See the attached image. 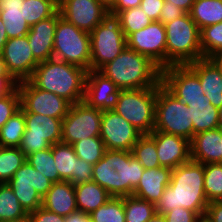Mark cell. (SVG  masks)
I'll return each instance as SVG.
<instances>
[{
    "label": "cell",
    "mask_w": 222,
    "mask_h": 222,
    "mask_svg": "<svg viewBox=\"0 0 222 222\" xmlns=\"http://www.w3.org/2000/svg\"><path fill=\"white\" fill-rule=\"evenodd\" d=\"M209 202L204 191V164L190 160L172 169L171 180L156 203V213L163 215L183 207L204 215Z\"/></svg>",
    "instance_id": "obj_1"
},
{
    "label": "cell",
    "mask_w": 222,
    "mask_h": 222,
    "mask_svg": "<svg viewBox=\"0 0 222 222\" xmlns=\"http://www.w3.org/2000/svg\"><path fill=\"white\" fill-rule=\"evenodd\" d=\"M144 167L131 151L107 150L93 165L92 181L98 183L113 197L133 195Z\"/></svg>",
    "instance_id": "obj_2"
},
{
    "label": "cell",
    "mask_w": 222,
    "mask_h": 222,
    "mask_svg": "<svg viewBox=\"0 0 222 222\" xmlns=\"http://www.w3.org/2000/svg\"><path fill=\"white\" fill-rule=\"evenodd\" d=\"M86 75V69L52 58L39 63L28 80L75 104L84 100Z\"/></svg>",
    "instance_id": "obj_3"
},
{
    "label": "cell",
    "mask_w": 222,
    "mask_h": 222,
    "mask_svg": "<svg viewBox=\"0 0 222 222\" xmlns=\"http://www.w3.org/2000/svg\"><path fill=\"white\" fill-rule=\"evenodd\" d=\"M120 89H141L161 83V69L148 57L126 47L100 70Z\"/></svg>",
    "instance_id": "obj_4"
},
{
    "label": "cell",
    "mask_w": 222,
    "mask_h": 222,
    "mask_svg": "<svg viewBox=\"0 0 222 222\" xmlns=\"http://www.w3.org/2000/svg\"><path fill=\"white\" fill-rule=\"evenodd\" d=\"M166 68L171 65H187L203 59L200 29L189 13L165 23Z\"/></svg>",
    "instance_id": "obj_5"
},
{
    "label": "cell",
    "mask_w": 222,
    "mask_h": 222,
    "mask_svg": "<svg viewBox=\"0 0 222 222\" xmlns=\"http://www.w3.org/2000/svg\"><path fill=\"white\" fill-rule=\"evenodd\" d=\"M53 58L90 71V33L71 24L61 16L59 10L54 35Z\"/></svg>",
    "instance_id": "obj_6"
},
{
    "label": "cell",
    "mask_w": 222,
    "mask_h": 222,
    "mask_svg": "<svg viewBox=\"0 0 222 222\" xmlns=\"http://www.w3.org/2000/svg\"><path fill=\"white\" fill-rule=\"evenodd\" d=\"M157 91L158 86L121 90L113 110L142 134H150L155 124Z\"/></svg>",
    "instance_id": "obj_7"
},
{
    "label": "cell",
    "mask_w": 222,
    "mask_h": 222,
    "mask_svg": "<svg viewBox=\"0 0 222 222\" xmlns=\"http://www.w3.org/2000/svg\"><path fill=\"white\" fill-rule=\"evenodd\" d=\"M189 107L177 99L163 85H158L154 130L183 137L191 142L193 123Z\"/></svg>",
    "instance_id": "obj_8"
},
{
    "label": "cell",
    "mask_w": 222,
    "mask_h": 222,
    "mask_svg": "<svg viewBox=\"0 0 222 222\" xmlns=\"http://www.w3.org/2000/svg\"><path fill=\"white\" fill-rule=\"evenodd\" d=\"M126 47V38L118 20L108 15L90 33V70H100Z\"/></svg>",
    "instance_id": "obj_9"
},
{
    "label": "cell",
    "mask_w": 222,
    "mask_h": 222,
    "mask_svg": "<svg viewBox=\"0 0 222 222\" xmlns=\"http://www.w3.org/2000/svg\"><path fill=\"white\" fill-rule=\"evenodd\" d=\"M24 210L29 214L42 206V198L53 182L31 166L27 161L7 182Z\"/></svg>",
    "instance_id": "obj_10"
},
{
    "label": "cell",
    "mask_w": 222,
    "mask_h": 222,
    "mask_svg": "<svg viewBox=\"0 0 222 222\" xmlns=\"http://www.w3.org/2000/svg\"><path fill=\"white\" fill-rule=\"evenodd\" d=\"M24 118L25 132L19 148L25 156L61 142V119L35 113H24Z\"/></svg>",
    "instance_id": "obj_11"
},
{
    "label": "cell",
    "mask_w": 222,
    "mask_h": 222,
    "mask_svg": "<svg viewBox=\"0 0 222 222\" xmlns=\"http://www.w3.org/2000/svg\"><path fill=\"white\" fill-rule=\"evenodd\" d=\"M102 113L85 101L72 104L62 120L61 142L72 145L84 138L100 136Z\"/></svg>",
    "instance_id": "obj_12"
},
{
    "label": "cell",
    "mask_w": 222,
    "mask_h": 222,
    "mask_svg": "<svg viewBox=\"0 0 222 222\" xmlns=\"http://www.w3.org/2000/svg\"><path fill=\"white\" fill-rule=\"evenodd\" d=\"M16 86L23 113L43 114L63 120L72 105L52 92L35 87L29 80L18 82Z\"/></svg>",
    "instance_id": "obj_13"
},
{
    "label": "cell",
    "mask_w": 222,
    "mask_h": 222,
    "mask_svg": "<svg viewBox=\"0 0 222 222\" xmlns=\"http://www.w3.org/2000/svg\"><path fill=\"white\" fill-rule=\"evenodd\" d=\"M127 47L148 57L161 70L166 68V29L160 21H152L126 38Z\"/></svg>",
    "instance_id": "obj_14"
},
{
    "label": "cell",
    "mask_w": 222,
    "mask_h": 222,
    "mask_svg": "<svg viewBox=\"0 0 222 222\" xmlns=\"http://www.w3.org/2000/svg\"><path fill=\"white\" fill-rule=\"evenodd\" d=\"M161 83L180 101H209L203 94L198 75L188 65H171L162 69Z\"/></svg>",
    "instance_id": "obj_15"
},
{
    "label": "cell",
    "mask_w": 222,
    "mask_h": 222,
    "mask_svg": "<svg viewBox=\"0 0 222 222\" xmlns=\"http://www.w3.org/2000/svg\"><path fill=\"white\" fill-rule=\"evenodd\" d=\"M143 134L114 110L102 113L100 138L107 150L131 151Z\"/></svg>",
    "instance_id": "obj_16"
},
{
    "label": "cell",
    "mask_w": 222,
    "mask_h": 222,
    "mask_svg": "<svg viewBox=\"0 0 222 222\" xmlns=\"http://www.w3.org/2000/svg\"><path fill=\"white\" fill-rule=\"evenodd\" d=\"M1 55L7 73L16 83L28 80L39 64L34 58L27 35L8 39Z\"/></svg>",
    "instance_id": "obj_17"
},
{
    "label": "cell",
    "mask_w": 222,
    "mask_h": 222,
    "mask_svg": "<svg viewBox=\"0 0 222 222\" xmlns=\"http://www.w3.org/2000/svg\"><path fill=\"white\" fill-rule=\"evenodd\" d=\"M58 10L63 18L87 33L109 15L108 9L98 0H64Z\"/></svg>",
    "instance_id": "obj_18"
},
{
    "label": "cell",
    "mask_w": 222,
    "mask_h": 222,
    "mask_svg": "<svg viewBox=\"0 0 222 222\" xmlns=\"http://www.w3.org/2000/svg\"><path fill=\"white\" fill-rule=\"evenodd\" d=\"M120 89L111 79L99 70L87 71L84 100L90 107L101 111L113 110L116 107Z\"/></svg>",
    "instance_id": "obj_19"
},
{
    "label": "cell",
    "mask_w": 222,
    "mask_h": 222,
    "mask_svg": "<svg viewBox=\"0 0 222 222\" xmlns=\"http://www.w3.org/2000/svg\"><path fill=\"white\" fill-rule=\"evenodd\" d=\"M156 143L157 156L162 167L175 169L191 160L190 141L173 134L153 130L148 134Z\"/></svg>",
    "instance_id": "obj_20"
},
{
    "label": "cell",
    "mask_w": 222,
    "mask_h": 222,
    "mask_svg": "<svg viewBox=\"0 0 222 222\" xmlns=\"http://www.w3.org/2000/svg\"><path fill=\"white\" fill-rule=\"evenodd\" d=\"M199 77L204 95L219 109L222 106V69L212 58H203L187 64Z\"/></svg>",
    "instance_id": "obj_21"
},
{
    "label": "cell",
    "mask_w": 222,
    "mask_h": 222,
    "mask_svg": "<svg viewBox=\"0 0 222 222\" xmlns=\"http://www.w3.org/2000/svg\"><path fill=\"white\" fill-rule=\"evenodd\" d=\"M58 21V11L48 19L39 21L30 27L27 34L28 42L38 63L53 58L55 29Z\"/></svg>",
    "instance_id": "obj_22"
},
{
    "label": "cell",
    "mask_w": 222,
    "mask_h": 222,
    "mask_svg": "<svg viewBox=\"0 0 222 222\" xmlns=\"http://www.w3.org/2000/svg\"><path fill=\"white\" fill-rule=\"evenodd\" d=\"M191 160L197 163H222V129L199 132L190 142Z\"/></svg>",
    "instance_id": "obj_23"
},
{
    "label": "cell",
    "mask_w": 222,
    "mask_h": 222,
    "mask_svg": "<svg viewBox=\"0 0 222 222\" xmlns=\"http://www.w3.org/2000/svg\"><path fill=\"white\" fill-rule=\"evenodd\" d=\"M172 169L158 167L144 169L133 195L156 205L171 180Z\"/></svg>",
    "instance_id": "obj_24"
},
{
    "label": "cell",
    "mask_w": 222,
    "mask_h": 222,
    "mask_svg": "<svg viewBox=\"0 0 222 222\" xmlns=\"http://www.w3.org/2000/svg\"><path fill=\"white\" fill-rule=\"evenodd\" d=\"M42 207L65 218L77 212L74 185L69 181L53 183L42 198Z\"/></svg>",
    "instance_id": "obj_25"
},
{
    "label": "cell",
    "mask_w": 222,
    "mask_h": 222,
    "mask_svg": "<svg viewBox=\"0 0 222 222\" xmlns=\"http://www.w3.org/2000/svg\"><path fill=\"white\" fill-rule=\"evenodd\" d=\"M24 0H0V18L2 19L8 39L22 37L28 34L23 12Z\"/></svg>",
    "instance_id": "obj_26"
},
{
    "label": "cell",
    "mask_w": 222,
    "mask_h": 222,
    "mask_svg": "<svg viewBox=\"0 0 222 222\" xmlns=\"http://www.w3.org/2000/svg\"><path fill=\"white\" fill-rule=\"evenodd\" d=\"M76 204L79 212L91 214L105 204L111 195L94 181L74 185Z\"/></svg>",
    "instance_id": "obj_27"
},
{
    "label": "cell",
    "mask_w": 222,
    "mask_h": 222,
    "mask_svg": "<svg viewBox=\"0 0 222 222\" xmlns=\"http://www.w3.org/2000/svg\"><path fill=\"white\" fill-rule=\"evenodd\" d=\"M189 107V115L193 123V137L195 134L219 128V109L210 101H182Z\"/></svg>",
    "instance_id": "obj_28"
},
{
    "label": "cell",
    "mask_w": 222,
    "mask_h": 222,
    "mask_svg": "<svg viewBox=\"0 0 222 222\" xmlns=\"http://www.w3.org/2000/svg\"><path fill=\"white\" fill-rule=\"evenodd\" d=\"M189 14L200 30L220 23L222 22V0H195Z\"/></svg>",
    "instance_id": "obj_29"
},
{
    "label": "cell",
    "mask_w": 222,
    "mask_h": 222,
    "mask_svg": "<svg viewBox=\"0 0 222 222\" xmlns=\"http://www.w3.org/2000/svg\"><path fill=\"white\" fill-rule=\"evenodd\" d=\"M52 152L59 177L72 183L76 179L77 167V155L72 145L56 143L52 145Z\"/></svg>",
    "instance_id": "obj_30"
},
{
    "label": "cell",
    "mask_w": 222,
    "mask_h": 222,
    "mask_svg": "<svg viewBox=\"0 0 222 222\" xmlns=\"http://www.w3.org/2000/svg\"><path fill=\"white\" fill-rule=\"evenodd\" d=\"M28 215L8 183H0V222H14Z\"/></svg>",
    "instance_id": "obj_31"
},
{
    "label": "cell",
    "mask_w": 222,
    "mask_h": 222,
    "mask_svg": "<svg viewBox=\"0 0 222 222\" xmlns=\"http://www.w3.org/2000/svg\"><path fill=\"white\" fill-rule=\"evenodd\" d=\"M25 132V118L20 108L0 128V146L19 147Z\"/></svg>",
    "instance_id": "obj_32"
},
{
    "label": "cell",
    "mask_w": 222,
    "mask_h": 222,
    "mask_svg": "<svg viewBox=\"0 0 222 222\" xmlns=\"http://www.w3.org/2000/svg\"><path fill=\"white\" fill-rule=\"evenodd\" d=\"M126 222H147L156 214L155 204L134 195L124 196Z\"/></svg>",
    "instance_id": "obj_33"
},
{
    "label": "cell",
    "mask_w": 222,
    "mask_h": 222,
    "mask_svg": "<svg viewBox=\"0 0 222 222\" xmlns=\"http://www.w3.org/2000/svg\"><path fill=\"white\" fill-rule=\"evenodd\" d=\"M26 161L19 147L0 146V183H7Z\"/></svg>",
    "instance_id": "obj_34"
},
{
    "label": "cell",
    "mask_w": 222,
    "mask_h": 222,
    "mask_svg": "<svg viewBox=\"0 0 222 222\" xmlns=\"http://www.w3.org/2000/svg\"><path fill=\"white\" fill-rule=\"evenodd\" d=\"M58 11V5L52 0H24V19L31 27L39 21L53 16Z\"/></svg>",
    "instance_id": "obj_35"
},
{
    "label": "cell",
    "mask_w": 222,
    "mask_h": 222,
    "mask_svg": "<svg viewBox=\"0 0 222 222\" xmlns=\"http://www.w3.org/2000/svg\"><path fill=\"white\" fill-rule=\"evenodd\" d=\"M132 155L140 162L144 169L161 167L155 141L148 135L143 134L134 144Z\"/></svg>",
    "instance_id": "obj_36"
},
{
    "label": "cell",
    "mask_w": 222,
    "mask_h": 222,
    "mask_svg": "<svg viewBox=\"0 0 222 222\" xmlns=\"http://www.w3.org/2000/svg\"><path fill=\"white\" fill-rule=\"evenodd\" d=\"M26 161L53 183L63 181L59 177L58 170L56 168L52 146L27 155Z\"/></svg>",
    "instance_id": "obj_37"
},
{
    "label": "cell",
    "mask_w": 222,
    "mask_h": 222,
    "mask_svg": "<svg viewBox=\"0 0 222 222\" xmlns=\"http://www.w3.org/2000/svg\"><path fill=\"white\" fill-rule=\"evenodd\" d=\"M115 18L118 20L125 38L143 29L152 22L140 6L123 10L119 12Z\"/></svg>",
    "instance_id": "obj_38"
},
{
    "label": "cell",
    "mask_w": 222,
    "mask_h": 222,
    "mask_svg": "<svg viewBox=\"0 0 222 222\" xmlns=\"http://www.w3.org/2000/svg\"><path fill=\"white\" fill-rule=\"evenodd\" d=\"M91 222H126L123 197H113L89 214Z\"/></svg>",
    "instance_id": "obj_39"
},
{
    "label": "cell",
    "mask_w": 222,
    "mask_h": 222,
    "mask_svg": "<svg viewBox=\"0 0 222 222\" xmlns=\"http://www.w3.org/2000/svg\"><path fill=\"white\" fill-rule=\"evenodd\" d=\"M77 157L95 165L106 151L103 140L100 136L81 139L72 144Z\"/></svg>",
    "instance_id": "obj_40"
},
{
    "label": "cell",
    "mask_w": 222,
    "mask_h": 222,
    "mask_svg": "<svg viewBox=\"0 0 222 222\" xmlns=\"http://www.w3.org/2000/svg\"><path fill=\"white\" fill-rule=\"evenodd\" d=\"M204 191L208 202L222 197V163L204 164Z\"/></svg>",
    "instance_id": "obj_41"
},
{
    "label": "cell",
    "mask_w": 222,
    "mask_h": 222,
    "mask_svg": "<svg viewBox=\"0 0 222 222\" xmlns=\"http://www.w3.org/2000/svg\"><path fill=\"white\" fill-rule=\"evenodd\" d=\"M200 44L203 58H213L222 52V22L202 28Z\"/></svg>",
    "instance_id": "obj_42"
},
{
    "label": "cell",
    "mask_w": 222,
    "mask_h": 222,
    "mask_svg": "<svg viewBox=\"0 0 222 222\" xmlns=\"http://www.w3.org/2000/svg\"><path fill=\"white\" fill-rule=\"evenodd\" d=\"M20 109V94L17 86L0 97V128Z\"/></svg>",
    "instance_id": "obj_43"
},
{
    "label": "cell",
    "mask_w": 222,
    "mask_h": 222,
    "mask_svg": "<svg viewBox=\"0 0 222 222\" xmlns=\"http://www.w3.org/2000/svg\"><path fill=\"white\" fill-rule=\"evenodd\" d=\"M167 222H197L199 215L183 207L173 208L163 214Z\"/></svg>",
    "instance_id": "obj_44"
},
{
    "label": "cell",
    "mask_w": 222,
    "mask_h": 222,
    "mask_svg": "<svg viewBox=\"0 0 222 222\" xmlns=\"http://www.w3.org/2000/svg\"><path fill=\"white\" fill-rule=\"evenodd\" d=\"M33 222H66V218L42 206L28 215Z\"/></svg>",
    "instance_id": "obj_45"
},
{
    "label": "cell",
    "mask_w": 222,
    "mask_h": 222,
    "mask_svg": "<svg viewBox=\"0 0 222 222\" xmlns=\"http://www.w3.org/2000/svg\"><path fill=\"white\" fill-rule=\"evenodd\" d=\"M93 165L77 157L76 179L73 185L92 181Z\"/></svg>",
    "instance_id": "obj_46"
},
{
    "label": "cell",
    "mask_w": 222,
    "mask_h": 222,
    "mask_svg": "<svg viewBox=\"0 0 222 222\" xmlns=\"http://www.w3.org/2000/svg\"><path fill=\"white\" fill-rule=\"evenodd\" d=\"M186 12L182 10L178 5L171 4L169 1H164L163 8L161 10L159 21L163 24L169 23L183 16Z\"/></svg>",
    "instance_id": "obj_47"
},
{
    "label": "cell",
    "mask_w": 222,
    "mask_h": 222,
    "mask_svg": "<svg viewBox=\"0 0 222 222\" xmlns=\"http://www.w3.org/2000/svg\"><path fill=\"white\" fill-rule=\"evenodd\" d=\"M165 0H141L140 7L152 21H159Z\"/></svg>",
    "instance_id": "obj_48"
},
{
    "label": "cell",
    "mask_w": 222,
    "mask_h": 222,
    "mask_svg": "<svg viewBox=\"0 0 222 222\" xmlns=\"http://www.w3.org/2000/svg\"><path fill=\"white\" fill-rule=\"evenodd\" d=\"M141 0H115L114 4L108 9L109 15L115 17L119 12L134 7H139Z\"/></svg>",
    "instance_id": "obj_49"
},
{
    "label": "cell",
    "mask_w": 222,
    "mask_h": 222,
    "mask_svg": "<svg viewBox=\"0 0 222 222\" xmlns=\"http://www.w3.org/2000/svg\"><path fill=\"white\" fill-rule=\"evenodd\" d=\"M205 215L213 222H222V203L220 201L209 202Z\"/></svg>",
    "instance_id": "obj_50"
},
{
    "label": "cell",
    "mask_w": 222,
    "mask_h": 222,
    "mask_svg": "<svg viewBox=\"0 0 222 222\" xmlns=\"http://www.w3.org/2000/svg\"><path fill=\"white\" fill-rule=\"evenodd\" d=\"M66 222H91L89 215L82 212H75L70 216L66 217Z\"/></svg>",
    "instance_id": "obj_51"
},
{
    "label": "cell",
    "mask_w": 222,
    "mask_h": 222,
    "mask_svg": "<svg viewBox=\"0 0 222 222\" xmlns=\"http://www.w3.org/2000/svg\"><path fill=\"white\" fill-rule=\"evenodd\" d=\"M171 2V4H176L178 7H180L182 10H184L186 13H189L193 3L195 0H165Z\"/></svg>",
    "instance_id": "obj_52"
},
{
    "label": "cell",
    "mask_w": 222,
    "mask_h": 222,
    "mask_svg": "<svg viewBox=\"0 0 222 222\" xmlns=\"http://www.w3.org/2000/svg\"><path fill=\"white\" fill-rule=\"evenodd\" d=\"M0 82H15V80L7 73L4 60L0 54Z\"/></svg>",
    "instance_id": "obj_53"
},
{
    "label": "cell",
    "mask_w": 222,
    "mask_h": 222,
    "mask_svg": "<svg viewBox=\"0 0 222 222\" xmlns=\"http://www.w3.org/2000/svg\"><path fill=\"white\" fill-rule=\"evenodd\" d=\"M7 40L8 37L5 30V26L2 19L0 18V54L2 53L4 45L6 44Z\"/></svg>",
    "instance_id": "obj_54"
},
{
    "label": "cell",
    "mask_w": 222,
    "mask_h": 222,
    "mask_svg": "<svg viewBox=\"0 0 222 222\" xmlns=\"http://www.w3.org/2000/svg\"><path fill=\"white\" fill-rule=\"evenodd\" d=\"M16 82H0V97L16 87Z\"/></svg>",
    "instance_id": "obj_55"
},
{
    "label": "cell",
    "mask_w": 222,
    "mask_h": 222,
    "mask_svg": "<svg viewBox=\"0 0 222 222\" xmlns=\"http://www.w3.org/2000/svg\"><path fill=\"white\" fill-rule=\"evenodd\" d=\"M147 222H167L165 217L160 214H155L151 219H149Z\"/></svg>",
    "instance_id": "obj_56"
},
{
    "label": "cell",
    "mask_w": 222,
    "mask_h": 222,
    "mask_svg": "<svg viewBox=\"0 0 222 222\" xmlns=\"http://www.w3.org/2000/svg\"><path fill=\"white\" fill-rule=\"evenodd\" d=\"M217 65L222 69V52L216 54L213 58H212Z\"/></svg>",
    "instance_id": "obj_57"
},
{
    "label": "cell",
    "mask_w": 222,
    "mask_h": 222,
    "mask_svg": "<svg viewBox=\"0 0 222 222\" xmlns=\"http://www.w3.org/2000/svg\"><path fill=\"white\" fill-rule=\"evenodd\" d=\"M106 9H109L115 0H98Z\"/></svg>",
    "instance_id": "obj_58"
},
{
    "label": "cell",
    "mask_w": 222,
    "mask_h": 222,
    "mask_svg": "<svg viewBox=\"0 0 222 222\" xmlns=\"http://www.w3.org/2000/svg\"><path fill=\"white\" fill-rule=\"evenodd\" d=\"M197 222H213V221L204 214L199 216Z\"/></svg>",
    "instance_id": "obj_59"
},
{
    "label": "cell",
    "mask_w": 222,
    "mask_h": 222,
    "mask_svg": "<svg viewBox=\"0 0 222 222\" xmlns=\"http://www.w3.org/2000/svg\"><path fill=\"white\" fill-rule=\"evenodd\" d=\"M219 128L222 129V106L219 108Z\"/></svg>",
    "instance_id": "obj_60"
},
{
    "label": "cell",
    "mask_w": 222,
    "mask_h": 222,
    "mask_svg": "<svg viewBox=\"0 0 222 222\" xmlns=\"http://www.w3.org/2000/svg\"><path fill=\"white\" fill-rule=\"evenodd\" d=\"M14 222H33V221L31 220V218L29 216H27V217H25L21 220H17V221H14Z\"/></svg>",
    "instance_id": "obj_61"
},
{
    "label": "cell",
    "mask_w": 222,
    "mask_h": 222,
    "mask_svg": "<svg viewBox=\"0 0 222 222\" xmlns=\"http://www.w3.org/2000/svg\"><path fill=\"white\" fill-rule=\"evenodd\" d=\"M52 1L59 6L64 0H52Z\"/></svg>",
    "instance_id": "obj_62"
}]
</instances>
